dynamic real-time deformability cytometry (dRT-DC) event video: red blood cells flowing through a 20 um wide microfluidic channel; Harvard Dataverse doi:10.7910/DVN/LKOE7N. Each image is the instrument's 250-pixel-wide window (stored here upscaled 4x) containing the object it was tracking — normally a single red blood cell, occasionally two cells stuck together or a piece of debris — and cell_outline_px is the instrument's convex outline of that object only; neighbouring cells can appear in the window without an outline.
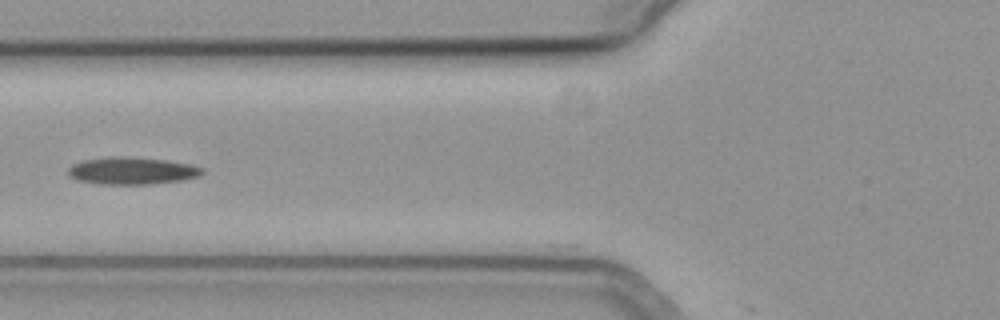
{"species": "common noctule bat (a hibernating species)", "species_latin": "Nyctalus noctula", "temperature_condition": "cold", "stored_images_in_passage": 5, "camera_frame_rate_fps": 3000, "um_per_image_px": 0.085, "animal": {"sex": "female", "body_mass_g": 19.3, "forearm_length_mm": 54.1}, "frame": {"image": 1, "passage_image": 2, "time_ms": 0.333, "image_size_px": [1000, 320], "cell_outline_px": [[204, 172], [196, 176], [180, 180], [152, 184], [100, 184], [76, 180], [68, 172], [68, 168], [72, 164], [84, 160], [112, 156], [164, 160], [192, 164], [204, 168]], "centroid_in_image_um": [11.2, 14.52], "position_along_channel_um": 114.6, "area_um2": 20.98}}